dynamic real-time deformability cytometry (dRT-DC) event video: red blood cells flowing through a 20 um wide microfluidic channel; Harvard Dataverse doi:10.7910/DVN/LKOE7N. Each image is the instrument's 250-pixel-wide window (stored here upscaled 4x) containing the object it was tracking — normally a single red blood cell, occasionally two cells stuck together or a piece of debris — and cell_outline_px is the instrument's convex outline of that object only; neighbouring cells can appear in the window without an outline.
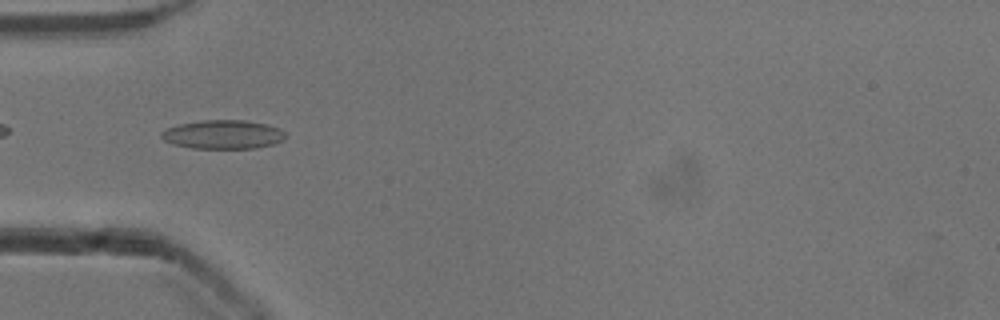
{"species": "common noctule bat (a hibernating species)", "species_latin": "Nyctalus noctula", "temperature_condition": "cold", "stored_images_in_passage": 37, "camera_frame_rate_fps": 3000, "um_per_image_px": 0.085, "animal": {"sex": "male", "body_mass_g": 13.3}, "frame": {"image": 1, "passage_image": 2, "time_ms": 0.333, "image_size_px": [1000, 320], "cell_outline_px": [[288, 136], [272, 144], [256, 148], [192, 148], [172, 144], [164, 140], [160, 136], [160, 132], [168, 128], [180, 124], [204, 120], [244, 120], [268, 124], [280, 128]], "centroid_in_image_um": [18.96, 11.43], "position_along_channel_um": 66.0, "area_um2": 20.81}}
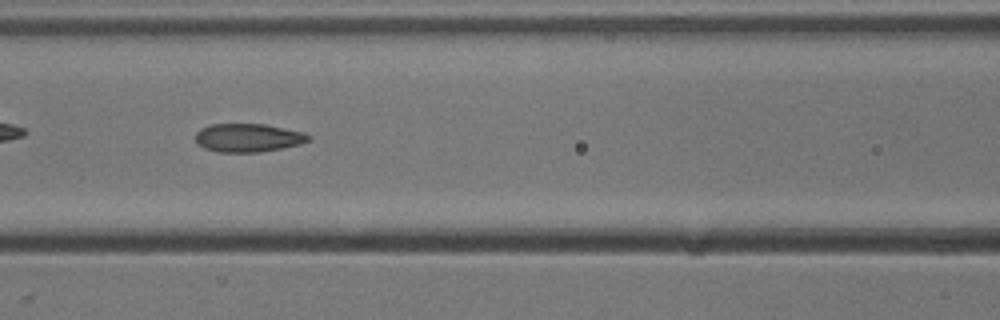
{"frame": {"image": 2, "passage_image": 8, "time_ms": 2.333, "image_size_px": [1000, 320], "cell_outline_px": [[312, 136], [308, 140], [300, 144], [260, 152], [220, 152], [204, 148], [196, 144], [196, 132], [200, 128], [212, 124], [264, 124], [304, 132]], "centroid_in_image_um": [21.06, 11.71], "position_along_channel_um": 145.5, "area_um2": 18.67}}
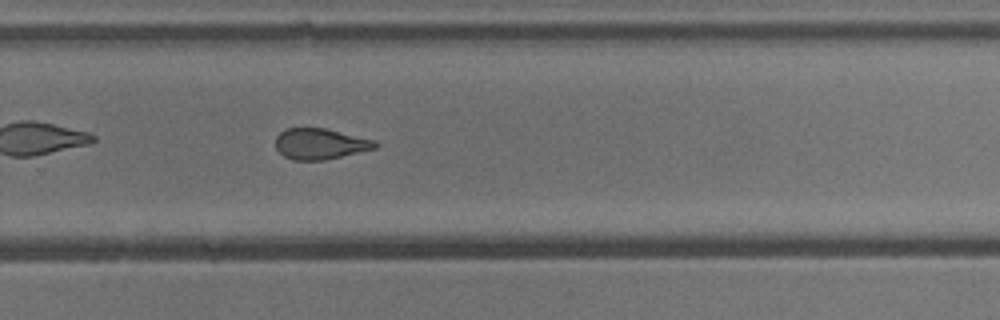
{"frame": {"image": 3, "passage_image": 20, "time_ms": 6.333, "image_size_px": [1000, 320], "cell_outline_px": [[380, 144], [376, 148], [324, 160], [292, 160], [284, 156], [276, 148], [276, 136], [280, 132], [288, 128], [324, 128], [376, 140]], "centroid_in_image_um": [27.23, 12.22], "position_along_channel_um": 302.6, "area_um2": 17.86}, "authors_computed_cell_mechanics": {"area_um2": 18.8428, "velocity_mm_per_s": 3.9468, "shape_relaxation_time_tau1_ms": 4.5399, "shape_relaxation_time_tau2_ms": 2.0615, "deformation_change_tau1": 0.1526, "deformation_change_tau2": 0.0991}}